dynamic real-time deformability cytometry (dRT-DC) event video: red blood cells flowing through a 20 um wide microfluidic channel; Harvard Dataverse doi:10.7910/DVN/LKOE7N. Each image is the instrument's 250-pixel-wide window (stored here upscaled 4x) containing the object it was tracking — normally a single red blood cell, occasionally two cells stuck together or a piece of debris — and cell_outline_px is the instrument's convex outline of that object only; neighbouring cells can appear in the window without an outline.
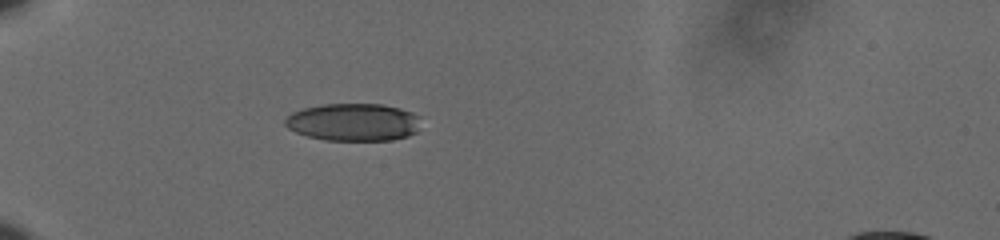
{"species": "human", "species_latin": "Homo sapiens", "temperature_condition": "cold", "stored_images_in_passage": 40, "camera_frame_rate_fps": 3000, "um_per_image_px": 0.085, "donor": {"sex": "male"}, "frame": {"image": 1, "passage_image": 1, "time_ms": 0.0, "image_size_px": [1000, 240], "cell_outline_px": [[420, 116], [416, 132], [408, 136], [392, 140], [324, 140], [308, 136], [296, 132], [288, 128], [284, 124], [284, 120], [292, 112], [304, 108], [324, 104], [380, 104], [400, 108], [412, 112]], "centroid_in_image_um": [30.04, 10.38], "position_along_channel_um": 55.0, "area_um2": 29.71}}
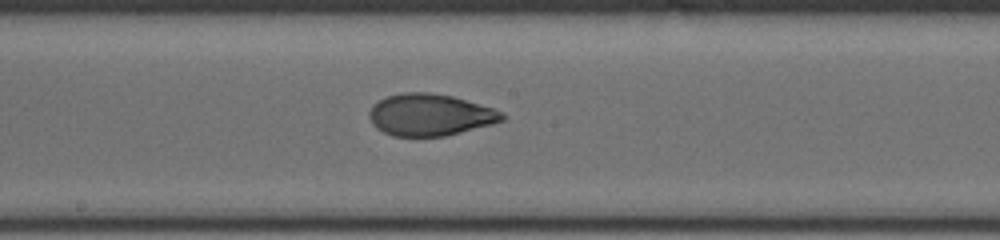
{"frame": {"image": 2, "passage_image": 16, "time_ms": 5.0, "image_size_px": [1000, 240], "cell_outline_px": [[504, 120], [492, 124], [444, 136], [392, 136], [376, 128], [372, 124], [368, 116], [368, 112], [372, 104], [388, 96], [400, 92], [428, 92], [452, 96], [492, 108], [500, 112], [504, 116]], "centroid_in_image_um": [36.49, 9.76], "position_along_channel_um": 211.7, "area_um2": 32.25}}
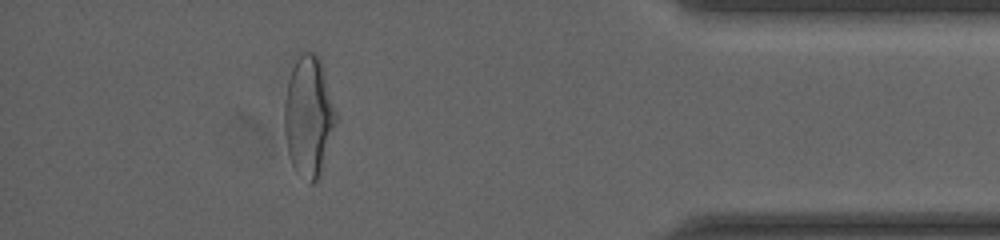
{"frame": {"image": 3, "passage_image": 35, "time_ms": 11.333, "image_size_px": [1000, 240], "cell_outline_px": [[336, 120], [316, 180], [312, 184], [308, 184], [296, 172], [292, 164], [288, 152], [284, 132], [284, 104], [292, 56], [300, 52], [312, 52], [320, 56], [336, 112]], "centroid_in_image_um": [26.18, 9.77], "position_along_channel_um": 409.0, "area_um2": 36.13}, "authors_computed_cell_mechanics": {"area_um2": 32.4836, "velocity_mm_per_s": 3.6335, "shape_relaxation_time_tau1_ms": 3.433, "shape_relaxation_time_tau2_ms": 1.0386, "deformation_change_tau1": 0.1798, "deformation_change_tau2": 0.0605}}